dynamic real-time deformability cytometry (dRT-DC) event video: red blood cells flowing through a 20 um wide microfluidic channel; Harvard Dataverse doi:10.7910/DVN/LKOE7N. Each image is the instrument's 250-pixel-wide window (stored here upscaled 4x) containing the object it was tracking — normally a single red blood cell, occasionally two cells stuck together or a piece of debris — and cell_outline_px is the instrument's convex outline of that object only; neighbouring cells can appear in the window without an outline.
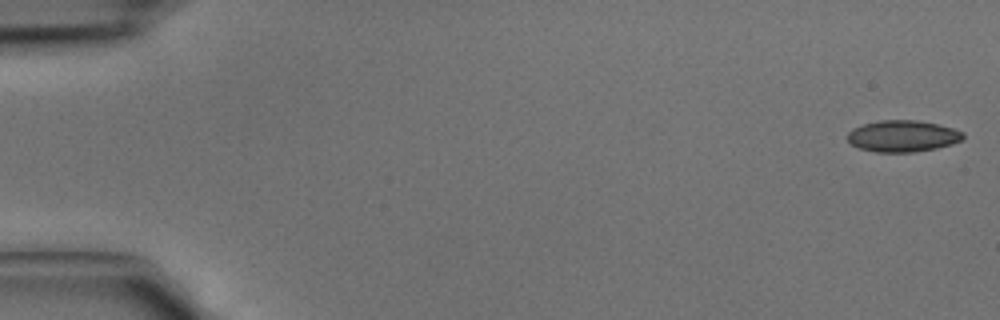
{"species": "common noctule bat (a hibernating species)", "species_latin": "Nyctalus noctula", "temperature_condition": "cold", "stored_images_in_passage": 43, "camera_frame_rate_fps": 3000, "um_per_image_px": 0.085, "animal": {"sex": "male", "body_mass_g": 15.6}, "frame": {"image": 1, "passage_image": 1, "time_ms": 0.0, "image_size_px": [1000, 320], "cell_outline_px": [[964, 136], [960, 140], [952, 144], [936, 148], [912, 152], [876, 152], [860, 148], [852, 144], [848, 140], [848, 132], [852, 128], [864, 124], [880, 120], [916, 120], [936, 124], [952, 128], [964, 132]], "centroid_in_image_um": [76.72, 11.56], "position_along_channel_um": 8.3, "area_um2": 21.04}}
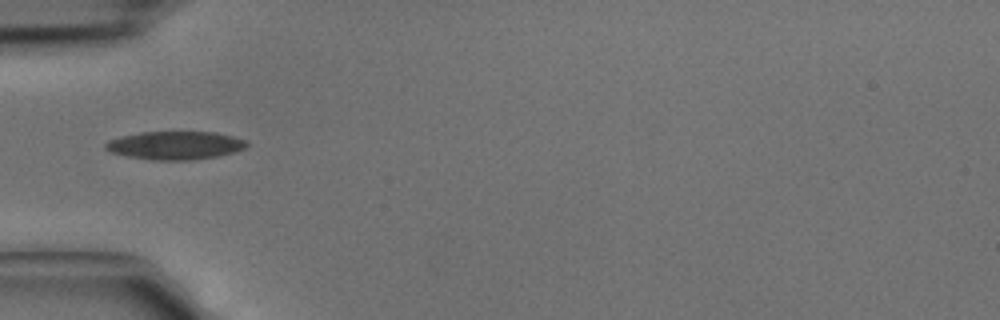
{"frame": {"image": 2, "passage_image": 14, "time_ms": 4.333, "image_size_px": [1000, 320], "cell_outline_px": [[248, 144], [244, 148], [236, 152], [220, 156], [192, 160], [152, 160], [128, 156], [112, 152], [104, 148], [104, 144], [108, 140], [120, 136], [140, 132], [216, 132], [248, 140]], "centroid_in_image_um": [14.91, 12.35], "position_along_channel_um": 70.1, "area_um2": 23.41}}
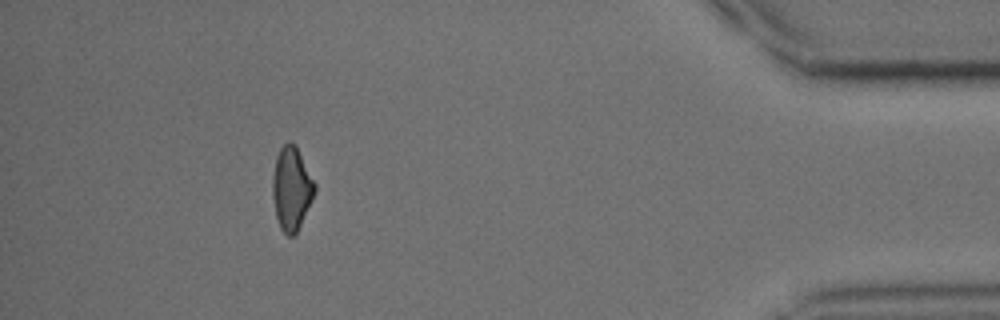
{"frame": {"image": 3, "passage_image": 39, "time_ms": 12.667, "image_size_px": [1000, 320], "cell_outline_px": [[316, 192], [296, 232], [292, 236], [288, 236], [280, 228], [276, 216], [272, 196], [272, 176], [276, 156], [280, 148], [288, 140], [296, 144], [316, 184]], "centroid_in_image_um": [24.77, 15.97], "position_along_channel_um": 410.4, "area_um2": 20.58}}